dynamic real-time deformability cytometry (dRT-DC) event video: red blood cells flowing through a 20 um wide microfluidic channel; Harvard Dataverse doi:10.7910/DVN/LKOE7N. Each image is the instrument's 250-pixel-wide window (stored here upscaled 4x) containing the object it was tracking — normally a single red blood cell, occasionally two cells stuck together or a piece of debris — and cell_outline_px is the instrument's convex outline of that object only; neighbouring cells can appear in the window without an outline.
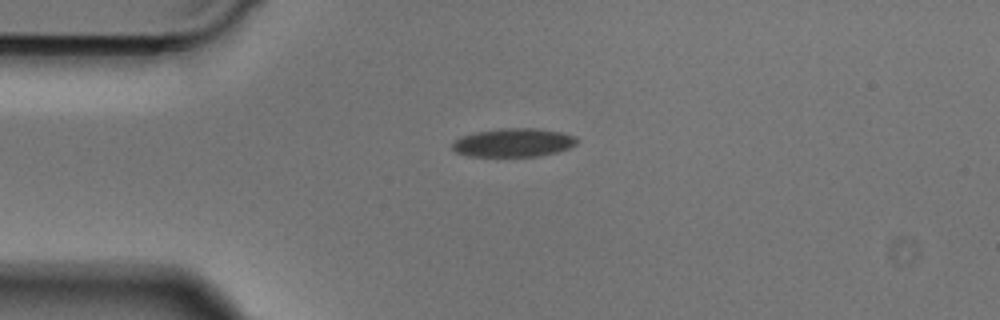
{"species": "Egyptian fruit bat (a non-hibernating species)", "species_latin": "Rousettus aegyptiacus", "temperature_condition": "cold", "stored_images_in_passage": 39, "camera_frame_rate_fps": 3000, "um_per_image_px": 0.085, "animal": {"sex": "male"}, "frame": {"image": 1, "passage_image": 1, "time_ms": 0.0, "image_size_px": [1000, 320], "cell_outline_px": [[580, 140], [576, 144], [568, 148], [556, 152], [536, 156], [468, 156], [456, 152], [452, 148], [452, 144], [460, 136], [476, 132], [500, 128], [540, 128], [564, 132], [576, 136]], "centroid_in_image_um": [43.68, 12.11], "position_along_channel_um": 41.3, "area_um2": 20.87}}
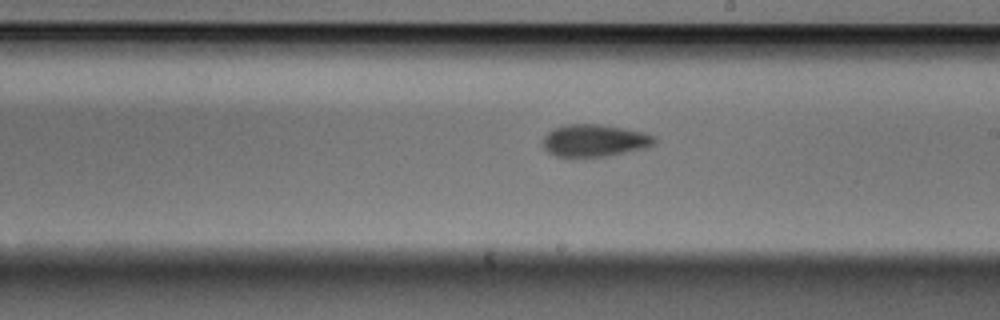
{"frame": {"image": 2, "passage_image": 17, "time_ms": 5.333, "image_size_px": [1000, 320], "cell_outline_px": [[656, 140], [652, 144], [644, 148], [608, 156], [572, 160], [556, 156], [548, 152], [544, 148], [544, 136], [552, 128], [568, 124], [600, 124], [640, 132], [652, 136]], "centroid_in_image_um": [50.43, 11.99], "position_along_channel_um": 238.6, "area_um2": 21.21}}
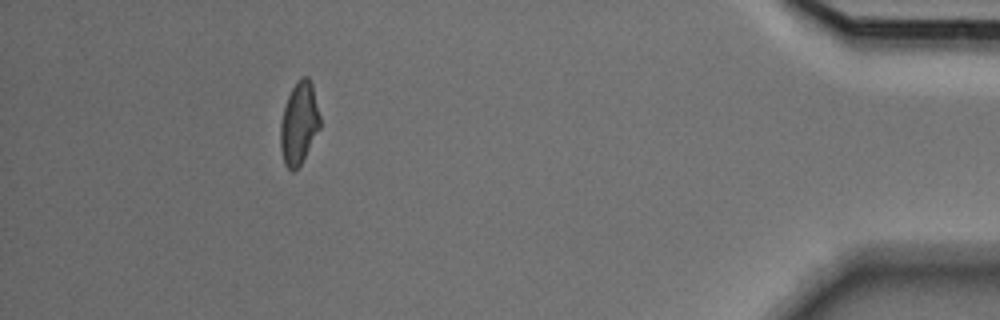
{"frame": {"image": 3, "passage_image": 34, "time_ms": 11.0, "image_size_px": [1000, 320], "cell_outline_px": [[320, 128], [300, 164], [292, 172], [284, 164], [280, 148], [280, 124], [284, 108], [288, 96], [292, 88], [304, 76], [308, 76], [312, 84], [320, 116]], "centroid_in_image_um": [25.41, 10.49], "position_along_channel_um": 409.8, "area_um2": 18.67}}